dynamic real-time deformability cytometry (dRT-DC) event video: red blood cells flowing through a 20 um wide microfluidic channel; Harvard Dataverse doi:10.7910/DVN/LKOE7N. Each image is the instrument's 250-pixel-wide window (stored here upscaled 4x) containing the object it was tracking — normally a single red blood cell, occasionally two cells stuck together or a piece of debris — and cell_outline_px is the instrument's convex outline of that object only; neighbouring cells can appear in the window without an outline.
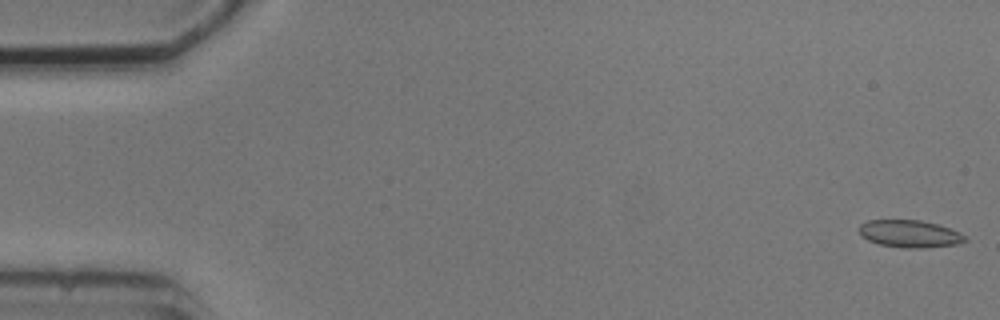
{"species": "common noctule bat (a hibernating species)", "species_latin": "Nyctalus noctula", "temperature_condition": "cold", "stored_images_in_passage": 4, "camera_frame_rate_fps": 3000, "um_per_image_px": 0.085, "animal": {"sex": "male", "body_mass_g": 20.5, "forearm_length_mm": 52.5}, "frame": {"image": 1, "passage_image": 1, "time_ms": 0.0, "image_size_px": [1000, 320], "cell_outline_px": [[968, 240], [956, 244], [924, 248], [900, 248], [880, 244], [868, 240], [860, 236], [860, 224], [868, 220], [920, 220], [936, 224], [960, 232], [968, 236]], "centroid_in_image_um": [77.34, 19.88], "position_along_channel_um": 7.7, "area_um2": 16.94}}